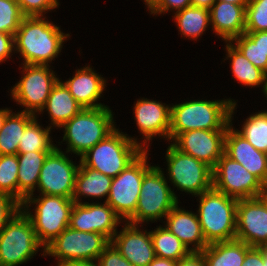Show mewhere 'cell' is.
Segmentation results:
<instances>
[{"mask_svg": "<svg viewBox=\"0 0 267 266\" xmlns=\"http://www.w3.org/2000/svg\"><path fill=\"white\" fill-rule=\"evenodd\" d=\"M43 16L25 17L14 35V51L20 52L24 63L49 65L61 52L62 44L70 35Z\"/></svg>", "mask_w": 267, "mask_h": 266, "instance_id": "cell-1", "label": "cell"}, {"mask_svg": "<svg viewBox=\"0 0 267 266\" xmlns=\"http://www.w3.org/2000/svg\"><path fill=\"white\" fill-rule=\"evenodd\" d=\"M237 103L193 100L171 106L169 140L190 130H227Z\"/></svg>", "mask_w": 267, "mask_h": 266, "instance_id": "cell-2", "label": "cell"}, {"mask_svg": "<svg viewBox=\"0 0 267 266\" xmlns=\"http://www.w3.org/2000/svg\"><path fill=\"white\" fill-rule=\"evenodd\" d=\"M198 197L200 204L197 217L206 243L209 245L235 239L238 200L213 187Z\"/></svg>", "mask_w": 267, "mask_h": 266, "instance_id": "cell-3", "label": "cell"}, {"mask_svg": "<svg viewBox=\"0 0 267 266\" xmlns=\"http://www.w3.org/2000/svg\"><path fill=\"white\" fill-rule=\"evenodd\" d=\"M113 123V114L108 106L82 108L77 115L62 126L64 128L63 141L65 140L68 144L66 153L71 151L81 158L116 129Z\"/></svg>", "mask_w": 267, "mask_h": 266, "instance_id": "cell-4", "label": "cell"}, {"mask_svg": "<svg viewBox=\"0 0 267 266\" xmlns=\"http://www.w3.org/2000/svg\"><path fill=\"white\" fill-rule=\"evenodd\" d=\"M143 151V144L138 143L137 139L115 129L87 151L80 161L86 167L114 178Z\"/></svg>", "mask_w": 267, "mask_h": 266, "instance_id": "cell-5", "label": "cell"}, {"mask_svg": "<svg viewBox=\"0 0 267 266\" xmlns=\"http://www.w3.org/2000/svg\"><path fill=\"white\" fill-rule=\"evenodd\" d=\"M28 196L21 204V210L30 219L39 242L45 248L69 227L73 199L41 194V197ZM36 204L34 215L29 212L31 204Z\"/></svg>", "mask_w": 267, "mask_h": 266, "instance_id": "cell-6", "label": "cell"}, {"mask_svg": "<svg viewBox=\"0 0 267 266\" xmlns=\"http://www.w3.org/2000/svg\"><path fill=\"white\" fill-rule=\"evenodd\" d=\"M177 198L161 168L153 166L143 177L136 211L127 222L139 225L163 219L178 203Z\"/></svg>", "mask_w": 267, "mask_h": 266, "instance_id": "cell-7", "label": "cell"}, {"mask_svg": "<svg viewBox=\"0 0 267 266\" xmlns=\"http://www.w3.org/2000/svg\"><path fill=\"white\" fill-rule=\"evenodd\" d=\"M145 149L133 162L112 179L107 202L126 222L134 215L144 175L153 167L147 164Z\"/></svg>", "mask_w": 267, "mask_h": 266, "instance_id": "cell-8", "label": "cell"}, {"mask_svg": "<svg viewBox=\"0 0 267 266\" xmlns=\"http://www.w3.org/2000/svg\"><path fill=\"white\" fill-rule=\"evenodd\" d=\"M42 246L30 219L21 210L0 232V266L27 263Z\"/></svg>", "mask_w": 267, "mask_h": 266, "instance_id": "cell-9", "label": "cell"}, {"mask_svg": "<svg viewBox=\"0 0 267 266\" xmlns=\"http://www.w3.org/2000/svg\"><path fill=\"white\" fill-rule=\"evenodd\" d=\"M111 241L101 233L81 232L67 227L43 250V256L57 258L61 264L68 261H97Z\"/></svg>", "mask_w": 267, "mask_h": 266, "instance_id": "cell-10", "label": "cell"}, {"mask_svg": "<svg viewBox=\"0 0 267 266\" xmlns=\"http://www.w3.org/2000/svg\"><path fill=\"white\" fill-rule=\"evenodd\" d=\"M212 187L237 200L267 194V187L255 175L225 153L212 169Z\"/></svg>", "mask_w": 267, "mask_h": 266, "instance_id": "cell-11", "label": "cell"}, {"mask_svg": "<svg viewBox=\"0 0 267 266\" xmlns=\"http://www.w3.org/2000/svg\"><path fill=\"white\" fill-rule=\"evenodd\" d=\"M170 144L166 152V161L169 180L173 186L194 196L211 189L212 168Z\"/></svg>", "mask_w": 267, "mask_h": 266, "instance_id": "cell-12", "label": "cell"}, {"mask_svg": "<svg viewBox=\"0 0 267 266\" xmlns=\"http://www.w3.org/2000/svg\"><path fill=\"white\" fill-rule=\"evenodd\" d=\"M23 77L11 89L12 98L25 107L23 112H43L51 90L59 81L49 65L23 64Z\"/></svg>", "mask_w": 267, "mask_h": 266, "instance_id": "cell-13", "label": "cell"}, {"mask_svg": "<svg viewBox=\"0 0 267 266\" xmlns=\"http://www.w3.org/2000/svg\"><path fill=\"white\" fill-rule=\"evenodd\" d=\"M79 165L57 146L47 155L40 170L37 189L41 194L72 199Z\"/></svg>", "mask_w": 267, "mask_h": 266, "instance_id": "cell-14", "label": "cell"}, {"mask_svg": "<svg viewBox=\"0 0 267 266\" xmlns=\"http://www.w3.org/2000/svg\"><path fill=\"white\" fill-rule=\"evenodd\" d=\"M235 239L250 247L267 246V194L238 200Z\"/></svg>", "mask_w": 267, "mask_h": 266, "instance_id": "cell-15", "label": "cell"}, {"mask_svg": "<svg viewBox=\"0 0 267 266\" xmlns=\"http://www.w3.org/2000/svg\"><path fill=\"white\" fill-rule=\"evenodd\" d=\"M226 131L190 130L180 133L172 144L181 152L191 155L213 169L224 154Z\"/></svg>", "mask_w": 267, "mask_h": 266, "instance_id": "cell-16", "label": "cell"}, {"mask_svg": "<svg viewBox=\"0 0 267 266\" xmlns=\"http://www.w3.org/2000/svg\"><path fill=\"white\" fill-rule=\"evenodd\" d=\"M121 218L107 203H74L69 227L81 232L101 233L110 241L117 232Z\"/></svg>", "mask_w": 267, "mask_h": 266, "instance_id": "cell-17", "label": "cell"}, {"mask_svg": "<svg viewBox=\"0 0 267 266\" xmlns=\"http://www.w3.org/2000/svg\"><path fill=\"white\" fill-rule=\"evenodd\" d=\"M111 243L133 266H147L156 257L150 231L143 232L135 224L125 223Z\"/></svg>", "mask_w": 267, "mask_h": 266, "instance_id": "cell-18", "label": "cell"}, {"mask_svg": "<svg viewBox=\"0 0 267 266\" xmlns=\"http://www.w3.org/2000/svg\"><path fill=\"white\" fill-rule=\"evenodd\" d=\"M224 153L239 162L267 187V154L253 147L237 130H234L232 123L225 134Z\"/></svg>", "mask_w": 267, "mask_h": 266, "instance_id": "cell-19", "label": "cell"}, {"mask_svg": "<svg viewBox=\"0 0 267 266\" xmlns=\"http://www.w3.org/2000/svg\"><path fill=\"white\" fill-rule=\"evenodd\" d=\"M138 129L145 137L143 149L154 136L169 140L171 106L149 99H139L134 106Z\"/></svg>", "mask_w": 267, "mask_h": 266, "instance_id": "cell-20", "label": "cell"}, {"mask_svg": "<svg viewBox=\"0 0 267 266\" xmlns=\"http://www.w3.org/2000/svg\"><path fill=\"white\" fill-rule=\"evenodd\" d=\"M178 207L177 203L165 217V219L167 218L165 227L179 238L191 252L203 251L208 244L204 239L197 214ZM190 245L193 247L189 248Z\"/></svg>", "mask_w": 267, "mask_h": 266, "instance_id": "cell-21", "label": "cell"}, {"mask_svg": "<svg viewBox=\"0 0 267 266\" xmlns=\"http://www.w3.org/2000/svg\"><path fill=\"white\" fill-rule=\"evenodd\" d=\"M82 108L105 107L97 100L102 96L106 80L95 73L90 66L76 70L73 78L62 82ZM97 102V103H95Z\"/></svg>", "mask_w": 267, "mask_h": 266, "instance_id": "cell-22", "label": "cell"}, {"mask_svg": "<svg viewBox=\"0 0 267 266\" xmlns=\"http://www.w3.org/2000/svg\"><path fill=\"white\" fill-rule=\"evenodd\" d=\"M246 5L216 1L210 8L213 31L226 43L245 33Z\"/></svg>", "mask_w": 267, "mask_h": 266, "instance_id": "cell-23", "label": "cell"}, {"mask_svg": "<svg viewBox=\"0 0 267 266\" xmlns=\"http://www.w3.org/2000/svg\"><path fill=\"white\" fill-rule=\"evenodd\" d=\"M51 151H33L17 154L18 158V201L24 200L33 194L38 185L40 170L45 158Z\"/></svg>", "mask_w": 267, "mask_h": 266, "instance_id": "cell-24", "label": "cell"}, {"mask_svg": "<svg viewBox=\"0 0 267 266\" xmlns=\"http://www.w3.org/2000/svg\"><path fill=\"white\" fill-rule=\"evenodd\" d=\"M79 168L75 178V189L73 194V201L81 203L80 196L101 198L106 196L108 198L112 177L100 173L98 170L86 167L79 161Z\"/></svg>", "mask_w": 267, "mask_h": 266, "instance_id": "cell-25", "label": "cell"}, {"mask_svg": "<svg viewBox=\"0 0 267 266\" xmlns=\"http://www.w3.org/2000/svg\"><path fill=\"white\" fill-rule=\"evenodd\" d=\"M44 109L48 111L53 127L61 128L67 121L77 115L82 107L76 102L62 81L59 80L51 90Z\"/></svg>", "mask_w": 267, "mask_h": 266, "instance_id": "cell-26", "label": "cell"}, {"mask_svg": "<svg viewBox=\"0 0 267 266\" xmlns=\"http://www.w3.org/2000/svg\"><path fill=\"white\" fill-rule=\"evenodd\" d=\"M250 248L243 241L233 239L209 244L200 253L206 266H242Z\"/></svg>", "mask_w": 267, "mask_h": 266, "instance_id": "cell-27", "label": "cell"}, {"mask_svg": "<svg viewBox=\"0 0 267 266\" xmlns=\"http://www.w3.org/2000/svg\"><path fill=\"white\" fill-rule=\"evenodd\" d=\"M227 59H231V70L237 81L245 86H259L263 84L266 90L267 74L254 66L231 42L226 44Z\"/></svg>", "mask_w": 267, "mask_h": 266, "instance_id": "cell-28", "label": "cell"}, {"mask_svg": "<svg viewBox=\"0 0 267 266\" xmlns=\"http://www.w3.org/2000/svg\"><path fill=\"white\" fill-rule=\"evenodd\" d=\"M36 117L31 113H9L0 131V155H15L25 127Z\"/></svg>", "mask_w": 267, "mask_h": 266, "instance_id": "cell-29", "label": "cell"}, {"mask_svg": "<svg viewBox=\"0 0 267 266\" xmlns=\"http://www.w3.org/2000/svg\"><path fill=\"white\" fill-rule=\"evenodd\" d=\"M235 47L256 67L267 74V31L245 32L233 38Z\"/></svg>", "mask_w": 267, "mask_h": 266, "instance_id": "cell-30", "label": "cell"}, {"mask_svg": "<svg viewBox=\"0 0 267 266\" xmlns=\"http://www.w3.org/2000/svg\"><path fill=\"white\" fill-rule=\"evenodd\" d=\"M175 22L184 37L194 40L211 24L210 9L189 6L175 13Z\"/></svg>", "mask_w": 267, "mask_h": 266, "instance_id": "cell-31", "label": "cell"}, {"mask_svg": "<svg viewBox=\"0 0 267 266\" xmlns=\"http://www.w3.org/2000/svg\"><path fill=\"white\" fill-rule=\"evenodd\" d=\"M150 235L157 257L179 261L191 253L182 241L165 226H159L155 230L150 231Z\"/></svg>", "mask_w": 267, "mask_h": 266, "instance_id": "cell-32", "label": "cell"}, {"mask_svg": "<svg viewBox=\"0 0 267 266\" xmlns=\"http://www.w3.org/2000/svg\"><path fill=\"white\" fill-rule=\"evenodd\" d=\"M52 126L46 129L37 122V116L25 127L22 138L18 146L17 154L33 151H52L56 146L50 139Z\"/></svg>", "mask_w": 267, "mask_h": 266, "instance_id": "cell-33", "label": "cell"}, {"mask_svg": "<svg viewBox=\"0 0 267 266\" xmlns=\"http://www.w3.org/2000/svg\"><path fill=\"white\" fill-rule=\"evenodd\" d=\"M258 151L267 154V111L246 118L242 130H237Z\"/></svg>", "mask_w": 267, "mask_h": 266, "instance_id": "cell-34", "label": "cell"}, {"mask_svg": "<svg viewBox=\"0 0 267 266\" xmlns=\"http://www.w3.org/2000/svg\"><path fill=\"white\" fill-rule=\"evenodd\" d=\"M18 158L15 155H0V193L18 200Z\"/></svg>", "mask_w": 267, "mask_h": 266, "instance_id": "cell-35", "label": "cell"}, {"mask_svg": "<svg viewBox=\"0 0 267 266\" xmlns=\"http://www.w3.org/2000/svg\"><path fill=\"white\" fill-rule=\"evenodd\" d=\"M25 17L16 0H0V32L15 35Z\"/></svg>", "mask_w": 267, "mask_h": 266, "instance_id": "cell-36", "label": "cell"}, {"mask_svg": "<svg viewBox=\"0 0 267 266\" xmlns=\"http://www.w3.org/2000/svg\"><path fill=\"white\" fill-rule=\"evenodd\" d=\"M267 31V0H249L246 5L245 32Z\"/></svg>", "mask_w": 267, "mask_h": 266, "instance_id": "cell-37", "label": "cell"}, {"mask_svg": "<svg viewBox=\"0 0 267 266\" xmlns=\"http://www.w3.org/2000/svg\"><path fill=\"white\" fill-rule=\"evenodd\" d=\"M26 17L43 16L59 6L58 0H16ZM47 11V12H46Z\"/></svg>", "mask_w": 267, "mask_h": 266, "instance_id": "cell-38", "label": "cell"}, {"mask_svg": "<svg viewBox=\"0 0 267 266\" xmlns=\"http://www.w3.org/2000/svg\"><path fill=\"white\" fill-rule=\"evenodd\" d=\"M21 211V203L13 196L0 193V232Z\"/></svg>", "mask_w": 267, "mask_h": 266, "instance_id": "cell-39", "label": "cell"}, {"mask_svg": "<svg viewBox=\"0 0 267 266\" xmlns=\"http://www.w3.org/2000/svg\"><path fill=\"white\" fill-rule=\"evenodd\" d=\"M96 263L98 266H133L112 243L105 248Z\"/></svg>", "mask_w": 267, "mask_h": 266, "instance_id": "cell-40", "label": "cell"}, {"mask_svg": "<svg viewBox=\"0 0 267 266\" xmlns=\"http://www.w3.org/2000/svg\"><path fill=\"white\" fill-rule=\"evenodd\" d=\"M191 6V0H156L150 7L151 14H161L175 9L176 12Z\"/></svg>", "mask_w": 267, "mask_h": 266, "instance_id": "cell-41", "label": "cell"}, {"mask_svg": "<svg viewBox=\"0 0 267 266\" xmlns=\"http://www.w3.org/2000/svg\"><path fill=\"white\" fill-rule=\"evenodd\" d=\"M265 247H251L245 254L242 266H264Z\"/></svg>", "mask_w": 267, "mask_h": 266, "instance_id": "cell-42", "label": "cell"}, {"mask_svg": "<svg viewBox=\"0 0 267 266\" xmlns=\"http://www.w3.org/2000/svg\"><path fill=\"white\" fill-rule=\"evenodd\" d=\"M14 35L0 32V63L14 51Z\"/></svg>", "mask_w": 267, "mask_h": 266, "instance_id": "cell-43", "label": "cell"}, {"mask_svg": "<svg viewBox=\"0 0 267 266\" xmlns=\"http://www.w3.org/2000/svg\"><path fill=\"white\" fill-rule=\"evenodd\" d=\"M177 266H206L200 252H191L187 257L178 261Z\"/></svg>", "mask_w": 267, "mask_h": 266, "instance_id": "cell-44", "label": "cell"}, {"mask_svg": "<svg viewBox=\"0 0 267 266\" xmlns=\"http://www.w3.org/2000/svg\"><path fill=\"white\" fill-rule=\"evenodd\" d=\"M178 261L155 257L147 266H177Z\"/></svg>", "mask_w": 267, "mask_h": 266, "instance_id": "cell-45", "label": "cell"}, {"mask_svg": "<svg viewBox=\"0 0 267 266\" xmlns=\"http://www.w3.org/2000/svg\"><path fill=\"white\" fill-rule=\"evenodd\" d=\"M57 266H98L96 261H68L61 264H58Z\"/></svg>", "mask_w": 267, "mask_h": 266, "instance_id": "cell-46", "label": "cell"}, {"mask_svg": "<svg viewBox=\"0 0 267 266\" xmlns=\"http://www.w3.org/2000/svg\"><path fill=\"white\" fill-rule=\"evenodd\" d=\"M216 0H191V6L210 9Z\"/></svg>", "mask_w": 267, "mask_h": 266, "instance_id": "cell-47", "label": "cell"}, {"mask_svg": "<svg viewBox=\"0 0 267 266\" xmlns=\"http://www.w3.org/2000/svg\"><path fill=\"white\" fill-rule=\"evenodd\" d=\"M10 112H12V110L7 109V108L6 109H0V131H1L2 127H3V123H4L5 119H6V116Z\"/></svg>", "mask_w": 267, "mask_h": 266, "instance_id": "cell-48", "label": "cell"}, {"mask_svg": "<svg viewBox=\"0 0 267 266\" xmlns=\"http://www.w3.org/2000/svg\"><path fill=\"white\" fill-rule=\"evenodd\" d=\"M216 1H224L231 4H238V5H247L249 0H216Z\"/></svg>", "mask_w": 267, "mask_h": 266, "instance_id": "cell-49", "label": "cell"}, {"mask_svg": "<svg viewBox=\"0 0 267 266\" xmlns=\"http://www.w3.org/2000/svg\"><path fill=\"white\" fill-rule=\"evenodd\" d=\"M156 0H144L145 4L149 8Z\"/></svg>", "mask_w": 267, "mask_h": 266, "instance_id": "cell-50", "label": "cell"}, {"mask_svg": "<svg viewBox=\"0 0 267 266\" xmlns=\"http://www.w3.org/2000/svg\"><path fill=\"white\" fill-rule=\"evenodd\" d=\"M264 266H267V246L265 247V264Z\"/></svg>", "mask_w": 267, "mask_h": 266, "instance_id": "cell-51", "label": "cell"}, {"mask_svg": "<svg viewBox=\"0 0 267 266\" xmlns=\"http://www.w3.org/2000/svg\"><path fill=\"white\" fill-rule=\"evenodd\" d=\"M265 96H266V98H267V82H266V90H265Z\"/></svg>", "mask_w": 267, "mask_h": 266, "instance_id": "cell-52", "label": "cell"}]
</instances>
